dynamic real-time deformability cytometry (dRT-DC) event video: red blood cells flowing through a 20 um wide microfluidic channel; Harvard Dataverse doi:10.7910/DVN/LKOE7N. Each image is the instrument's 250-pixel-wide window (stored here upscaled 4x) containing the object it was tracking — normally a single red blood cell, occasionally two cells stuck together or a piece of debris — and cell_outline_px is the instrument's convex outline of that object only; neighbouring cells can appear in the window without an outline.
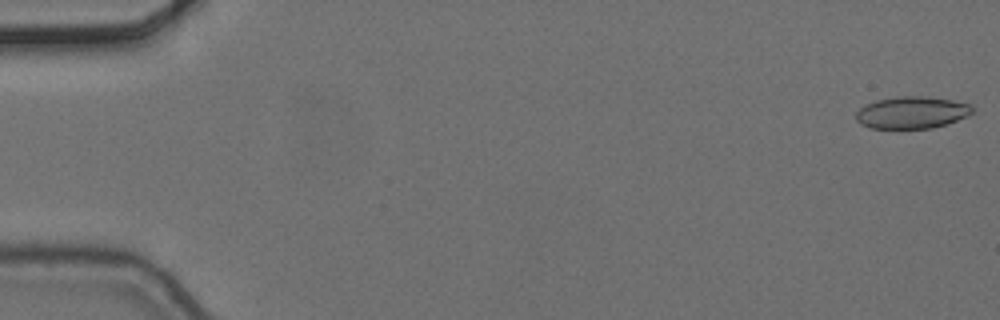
{"species": "common noctule bat (a hibernating species)", "species_latin": "Nyctalus noctula", "temperature_condition": "cold", "stored_images_in_passage": 5, "camera_frame_rate_fps": 3000, "um_per_image_px": 0.085, "animal": {"sex": "female", "body_mass_g": 24.6, "forearm_length_mm": 56.2}, "frame": {"image": 1, "passage_image": 1, "time_ms": 0.0, "image_size_px": [1000, 320], "cell_outline_px": [[972, 112], [968, 116], [932, 128], [868, 128], [860, 124], [856, 120], [856, 112], [860, 108], [876, 100], [896, 96], [924, 96], [952, 100], [972, 104]], "centroid_in_image_um": [77.49, 9.56], "position_along_channel_um": 7.5, "area_um2": 21.68}}
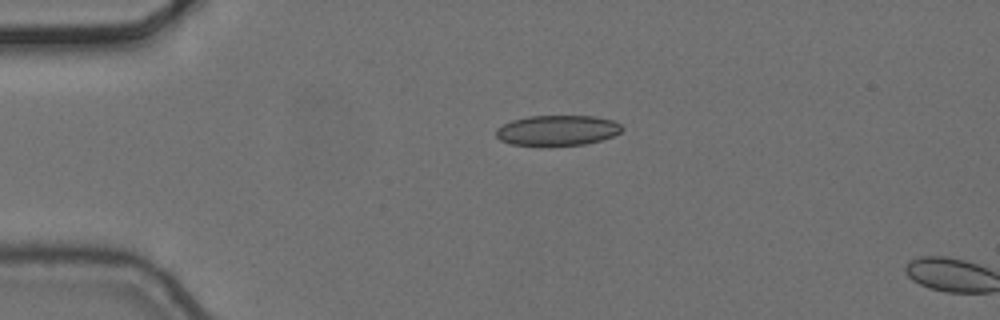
{"frame": {"image": 2, "passage_image": 4, "time_ms": 1.0, "image_size_px": [1000, 320], "cell_outline_px": [[624, 128], [620, 132], [612, 136], [600, 140], [584, 144], [552, 148], [540, 148], [512, 144], [500, 140], [496, 136], [496, 128], [512, 120], [528, 116], [596, 116], [612, 120], [620, 124]], "centroid_in_image_um": [47.34, 11.12], "position_along_channel_um": 37.7, "area_um2": 23.0}}